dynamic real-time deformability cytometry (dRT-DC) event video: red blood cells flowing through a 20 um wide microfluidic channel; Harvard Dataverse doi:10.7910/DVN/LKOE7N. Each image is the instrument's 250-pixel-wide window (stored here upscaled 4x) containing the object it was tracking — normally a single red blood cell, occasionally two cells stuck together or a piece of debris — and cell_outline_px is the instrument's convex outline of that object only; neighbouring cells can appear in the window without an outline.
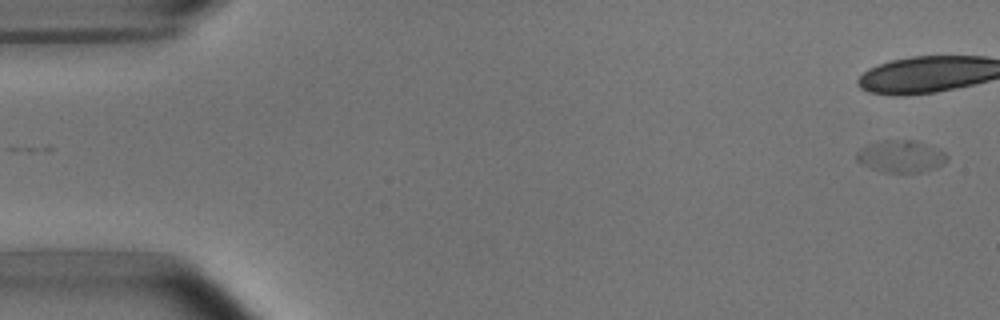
{"species": "common noctule bat (a hibernating species)", "species_latin": "Nyctalus noctula", "temperature_condition": "room temperature", "stored_images_in_passage": 6, "camera_frame_rate_fps": 3000, "um_per_image_px": 0.085, "animal": {"sex": "male", "body_mass_g": 15.6}, "frame": {"image": 1, "passage_image": 1, "time_ms": 0.0, "image_size_px": [1000, 320], "cell_outline_px": [[948, 156], [936, 168], [920, 172], [884, 172], [872, 168], [856, 160], [856, 156], [864, 148], [884, 140], [912, 140], [936, 148], [944, 152]], "centroid_in_image_um": [76.61, 13.3], "position_along_channel_um": 8.4, "area_um2": 16.13}}
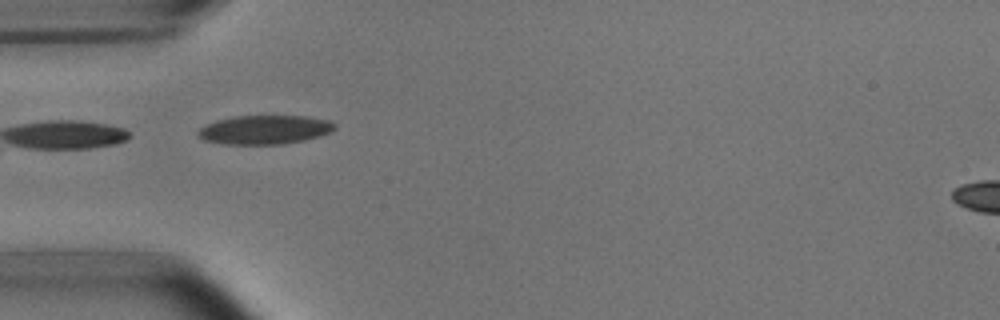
{"frame": {"image": 2, "passage_image": 5, "time_ms": 5.667, "image_size_px": [1000, 320], "cell_outline_px": [[336, 128], [332, 132], [320, 136], [304, 140], [280, 144], [224, 144], [204, 140], [196, 136], [196, 132], [200, 128], [216, 120], [236, 116], [304, 116], [328, 120], [336, 124]], "centroid_in_image_um": [22.5, 11.03], "position_along_channel_um": 62.5, "area_um2": 23.06}}